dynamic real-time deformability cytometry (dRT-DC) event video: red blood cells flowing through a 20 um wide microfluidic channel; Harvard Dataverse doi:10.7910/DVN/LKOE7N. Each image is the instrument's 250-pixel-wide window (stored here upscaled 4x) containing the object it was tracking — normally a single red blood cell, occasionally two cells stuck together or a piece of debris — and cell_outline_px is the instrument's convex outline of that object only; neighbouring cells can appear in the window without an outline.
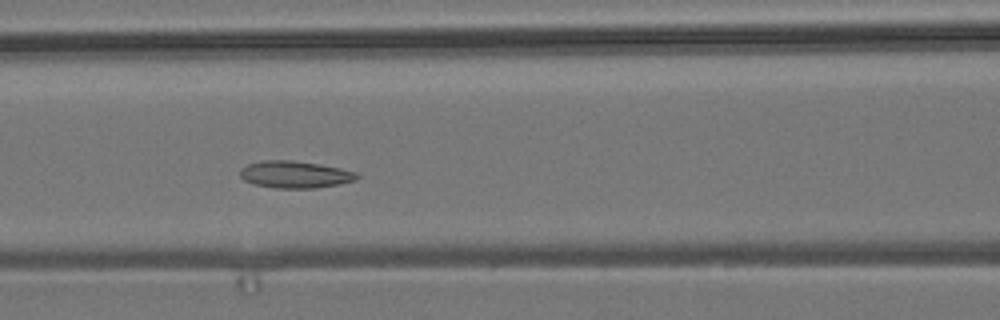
{"species": "common noctule bat (a hibernating species)", "species_latin": "Nyctalus noctula", "temperature_condition": "room temperature", "stored_images_in_passage": 8, "camera_frame_rate_fps": 3000, "um_per_image_px": 0.085, "animal": {"sex": "male", "body_mass_g": 19.2, "forearm_length_mm": 51.8}, "frame": {"image": 1, "passage_image": 5, "time_ms": 5.333, "image_size_px": [1000, 320], "cell_outline_px": [[360, 176], [356, 180], [340, 184], [316, 188], [276, 188], [256, 184], [244, 180], [240, 176], [240, 168], [248, 164], [260, 160], [292, 160], [340, 168], [356, 172]], "centroid_in_image_um": [25.07, 14.83], "position_along_channel_um": 141.5, "area_um2": 18.38}}
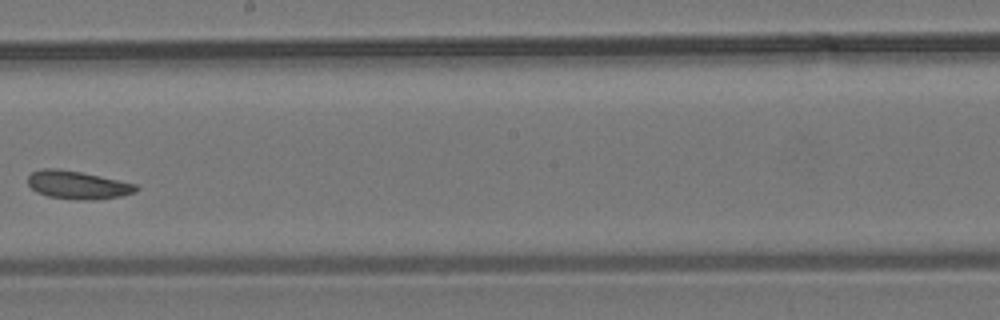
{"frame": {"image": 2, "passage_image": 7, "time_ms": 8.0, "image_size_px": [1000, 320], "cell_outline_px": [[140, 188], [136, 192], [120, 196], [96, 200], [76, 200], [48, 196], [36, 192], [28, 184], [28, 176], [32, 172], [40, 168], [60, 168], [100, 176], [136, 184]], "centroid_in_image_um": [6.59, 15.72], "position_along_channel_um": 241.6, "area_um2": 17.86}}
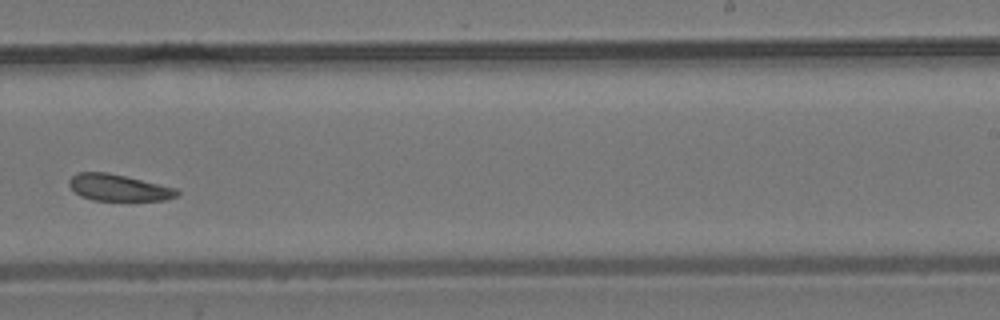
{"frame": {"image": 3, "passage_image": 8, "time_ms": 9.0, "image_size_px": [1000, 320], "cell_outline_px": [[180, 192], [176, 196], [164, 200], [92, 200], [80, 196], [68, 184], [68, 180], [76, 172], [108, 172], [176, 188]], "centroid_in_image_um": [10.04, 15.94], "position_along_channel_um": 279.0, "area_um2": 16.59}}